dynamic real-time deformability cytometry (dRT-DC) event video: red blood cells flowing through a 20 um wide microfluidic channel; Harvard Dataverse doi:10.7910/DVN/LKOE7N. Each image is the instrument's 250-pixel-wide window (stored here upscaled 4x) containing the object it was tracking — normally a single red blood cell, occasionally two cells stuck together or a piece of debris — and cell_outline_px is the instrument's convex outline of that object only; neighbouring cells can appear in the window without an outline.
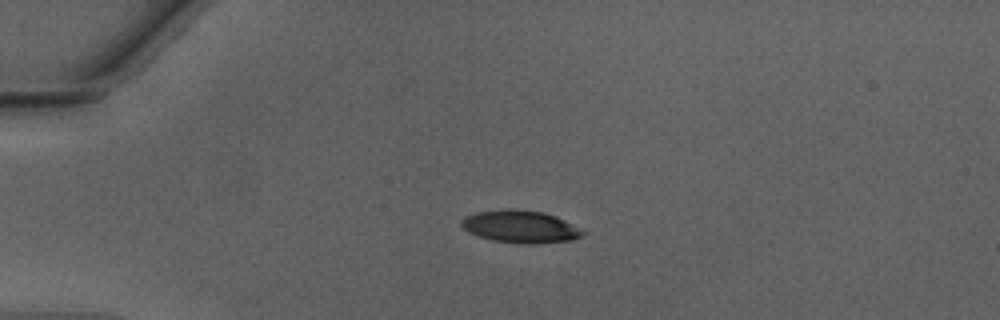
{"species": "Egyptian fruit bat (a non-hibernating species)", "species_latin": "Rousettus aegyptiacus", "temperature_condition": "warm", "stored_images_in_passage": 37, "camera_frame_rate_fps": 3000, "um_per_image_px": 0.085, "animal": {"sex": "male"}, "frame": {"image": 1, "passage_image": 1, "time_ms": 0.0, "image_size_px": [1000, 320], "cell_outline_px": [[588, 232], [584, 236], [572, 240], [536, 244], [524, 244], [492, 240], [468, 232], [460, 224], [460, 220], [464, 216], [476, 212], [504, 208], [516, 208], [544, 212], [556, 216]], "centroid_in_image_um": [44.25, 19.25], "position_along_channel_um": 40.7, "area_um2": 23.35}}
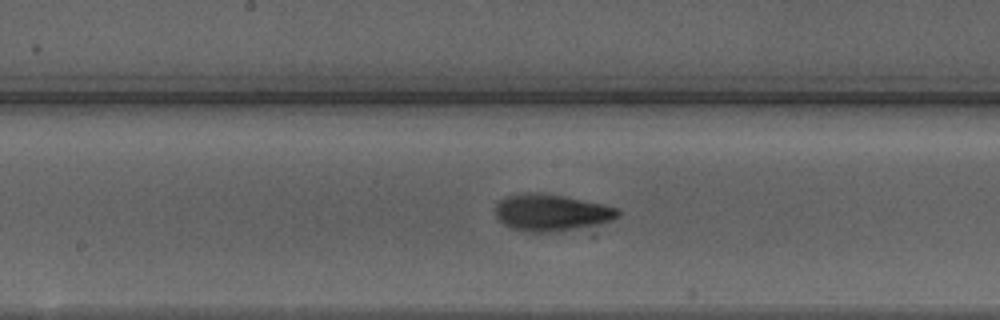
{"frame": {"image": 2, "passage_image": 15, "time_ms": 4.667, "image_size_px": [1000, 320], "cell_outline_px": [[620, 216], [612, 220], [600, 224], [560, 232], [520, 232], [508, 228], [496, 216], [496, 204], [500, 200], [508, 196], [528, 192], [564, 196], [620, 208]], "centroid_in_image_um": [46.87, 18.1], "position_along_channel_um": 201.3, "area_um2": 26.47}}
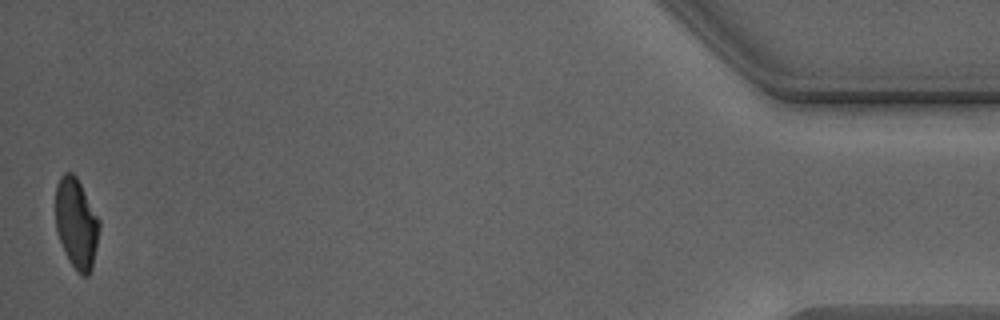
{"frame": {"image": 3, "passage_image": 37, "time_ms": 12.0, "image_size_px": [1000, 320], "cell_outline_px": [[100, 228], [92, 268], [88, 276], [80, 276], [76, 272], [68, 260], [56, 232], [56, 184], [60, 176], [64, 172], [72, 172], [76, 176], [100, 220]], "centroid_in_image_um": [6.49, 19.01], "position_along_channel_um": 428.7, "area_um2": 23.24}, "authors_computed_cell_mechanics": {"area_um2": 24.1604, "velocity_mm_per_s": 4.2869, "shape_relaxation_time_tau1_ms": 3.8173, "shape_relaxation_time_tau2_ms": 1.5773, "deformation_change_tau1": 0.1465, "deformation_change_tau2": 0.0794}}